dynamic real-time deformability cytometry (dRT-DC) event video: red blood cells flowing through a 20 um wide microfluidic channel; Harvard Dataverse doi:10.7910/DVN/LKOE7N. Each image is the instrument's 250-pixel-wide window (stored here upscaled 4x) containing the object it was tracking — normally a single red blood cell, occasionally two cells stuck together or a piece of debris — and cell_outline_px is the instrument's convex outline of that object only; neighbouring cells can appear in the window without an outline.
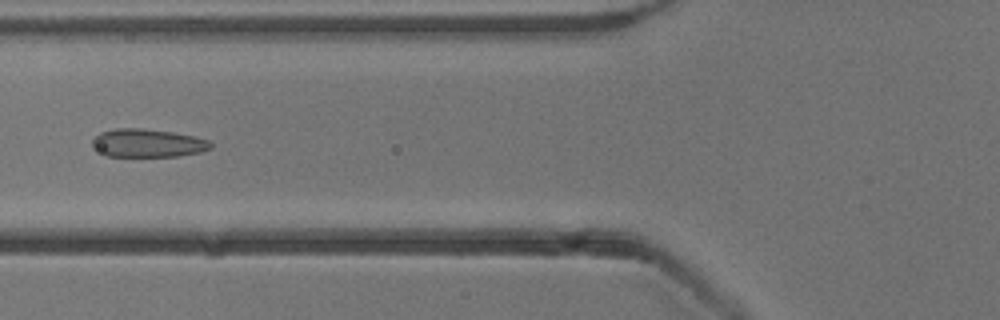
{"species": "common noctule bat (a hibernating species)", "species_latin": "Nyctalus noctula", "temperature_condition": "cold", "stored_images_in_passage": 7, "camera_frame_rate_fps": 3000, "um_per_image_px": 0.085, "animal": {"sex": "male", "body_mass_g": 13.3}, "frame": {"image": 1, "passage_image": 6, "time_ms": 6.667, "image_size_px": [1000, 320], "cell_outline_px": [[212, 148], [200, 152], [176, 156], [104, 156], [92, 148], [92, 140], [100, 132], [116, 128], [144, 128], [172, 132], [196, 136], [208, 140], [212, 144]], "centroid_in_image_um": [12.52, 12.16], "position_along_channel_um": 113.3, "area_um2": 19.65}}
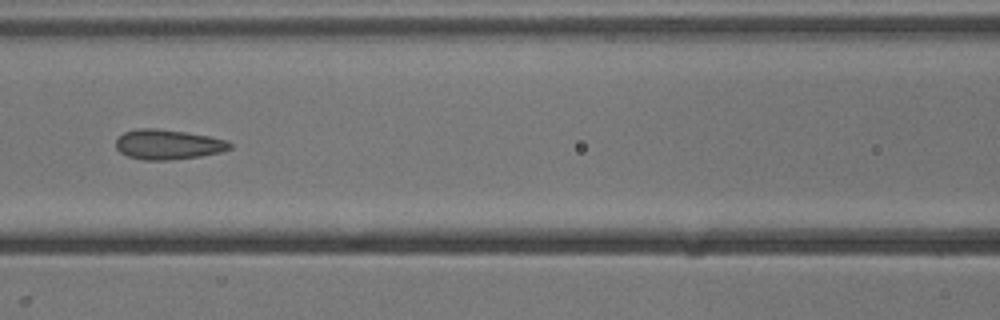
{"frame": {"image": 2, "passage_image": 7, "time_ms": 7.667, "image_size_px": [1000, 320], "cell_outline_px": [[232, 148], [224, 152], [200, 156], [168, 160], [144, 160], [128, 156], [120, 152], [116, 148], [116, 140], [124, 132], [136, 128], [156, 128], [184, 132], [208, 136], [228, 140], [232, 144]], "centroid_in_image_um": [14.3, 12.28], "position_along_channel_um": 152.3, "area_um2": 19.94}}